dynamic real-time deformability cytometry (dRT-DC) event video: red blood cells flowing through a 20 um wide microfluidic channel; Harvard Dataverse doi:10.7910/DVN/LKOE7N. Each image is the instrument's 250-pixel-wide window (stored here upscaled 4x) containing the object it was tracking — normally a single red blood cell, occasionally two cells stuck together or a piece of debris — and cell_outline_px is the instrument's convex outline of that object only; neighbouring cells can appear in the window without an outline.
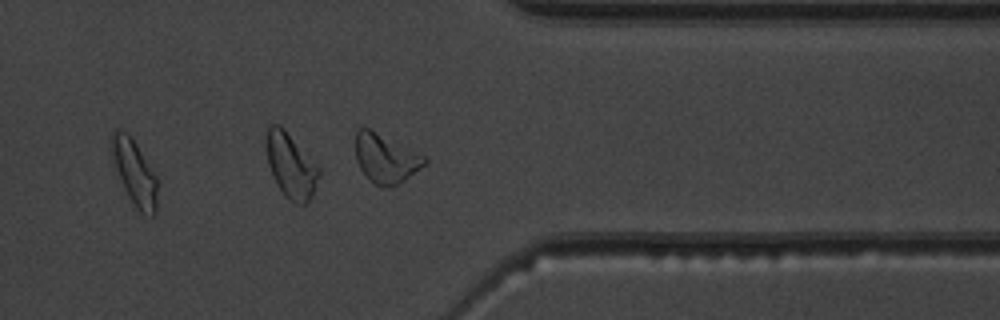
{"species": "common noctule bat (a hibernating species)", "species_latin": "Nyctalus noctula", "temperature_condition": "warm", "stored_images_in_passage": 34, "camera_frame_rate_fps": 3000, "um_per_image_px": 0.085, "animal": {"sex": "male", "body_mass_g": 19.5, "forearm_length_mm": 54.6}, "frame": {"image": 1, "passage_image": 29, "time_ms": 9.333, "image_size_px": [1000, 320], "cell_outline_px": [[428, 164], [404, 180], [388, 188], [384, 188], [376, 184], [360, 168], [356, 160], [356, 132], [360, 128], [368, 128], [424, 156], [428, 160]], "centroid_in_image_um": [32.8, 13.48], "position_along_channel_um": 378.6, "area_um2": 19.19}, "authors_computed_cell_mechanics": {"area_um2": 17.8024, "velocity_mm_per_s": 3.8985, "shape_relaxation_time_tau1_ms": 5.6903, "shape_relaxation_time_tau2_ms": 1.699, "deformation_change_tau1": 0.201, "deformation_change_tau2": 0.119}}